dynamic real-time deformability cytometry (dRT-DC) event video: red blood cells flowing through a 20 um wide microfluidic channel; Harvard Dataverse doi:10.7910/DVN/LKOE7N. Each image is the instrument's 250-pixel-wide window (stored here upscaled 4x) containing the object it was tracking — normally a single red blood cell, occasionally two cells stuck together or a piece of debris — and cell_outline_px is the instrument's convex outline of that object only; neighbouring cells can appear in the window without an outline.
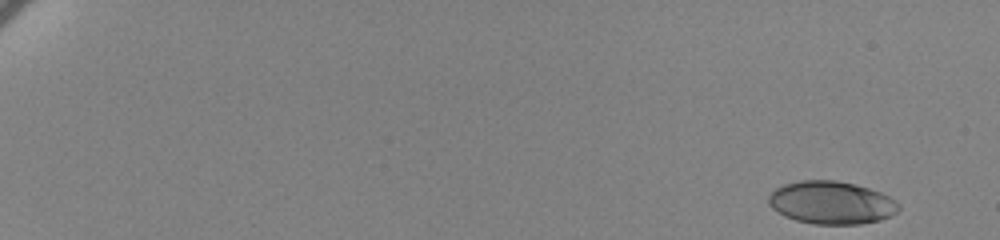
{"species": "human", "species_latin": "Homo sapiens", "temperature_condition": "cold", "stored_images_in_passage": 55, "camera_frame_rate_fps": 3000, "um_per_image_px": 0.085, "donor": {"sex": "female"}, "frame": {"image": 1, "passage_image": 1, "time_ms": 0.0, "image_size_px": [1000, 240], "cell_outline_px": [[900, 208], [896, 212], [880, 220], [860, 224], [812, 224], [796, 220], [784, 216], [772, 208], [768, 204], [768, 196], [776, 188], [784, 184], [800, 180], [836, 180], [856, 184], [880, 192], [896, 200], [900, 204]], "centroid_in_image_um": [70.66, 17.22], "position_along_channel_um": 14.3, "area_um2": 32.6}}
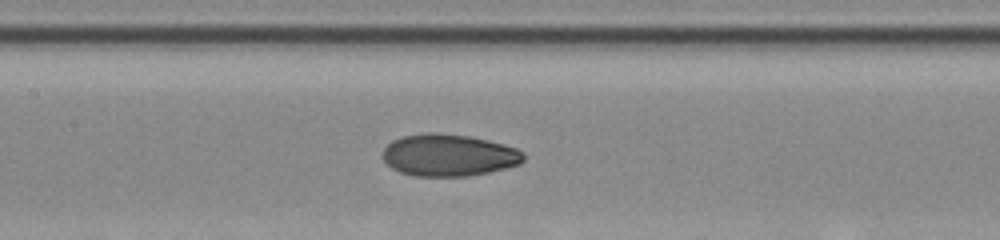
{"frame": {"image": 2, "passage_image": 31, "time_ms": 10.0, "image_size_px": [1000, 240], "cell_outline_px": [[524, 160], [520, 164], [488, 172], [468, 176], [412, 176], [400, 172], [392, 168], [380, 156], [384, 148], [392, 140], [404, 136], [428, 132], [436, 132], [472, 136], [504, 144], [516, 148], [524, 152]], "centroid_in_image_um": [38.13, 13.18], "position_along_channel_um": 169.3, "area_um2": 34.74}}
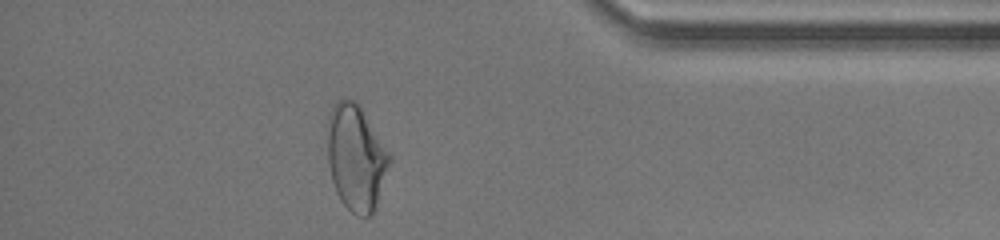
{"frame": {"image": 3, "passage_image": 53, "time_ms": 17.333, "image_size_px": [1000, 240], "cell_outline_px": [[392, 160], [372, 216], [356, 216], [340, 200], [336, 192], [332, 180], [328, 164], [328, 116], [336, 100], [344, 96], [356, 100], [360, 104], [392, 156]], "centroid_in_image_um": [30.27, 13.35], "position_along_channel_um": 404.9, "area_um2": 38.78}, "authors_computed_cell_mechanics": {"area_um2": 33.524, "velocity_mm_per_s": 3.4468, "shape_relaxation_time_tau1_ms": 6.5119, "shape_relaxation_time_tau2_ms": 1.5617, "deformation_change_tau1": 0.1903, "deformation_change_tau2": 0.0581}}